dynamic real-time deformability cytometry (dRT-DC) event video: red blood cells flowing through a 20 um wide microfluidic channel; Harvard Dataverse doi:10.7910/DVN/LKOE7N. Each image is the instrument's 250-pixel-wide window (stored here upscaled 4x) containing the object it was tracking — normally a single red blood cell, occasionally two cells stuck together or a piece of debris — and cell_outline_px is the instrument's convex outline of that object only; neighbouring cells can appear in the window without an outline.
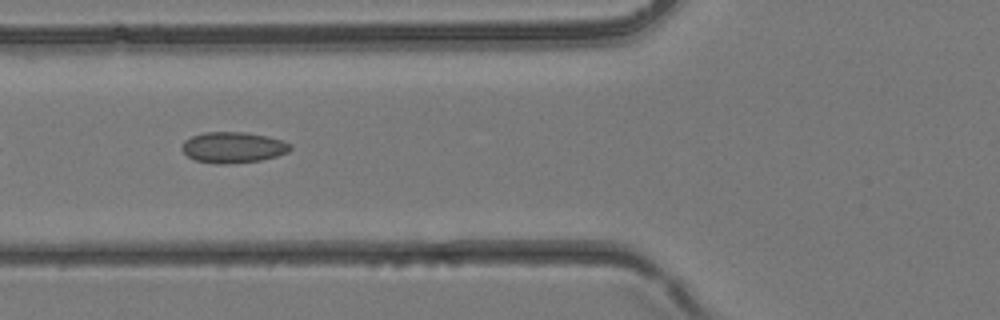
{"species": "common noctule bat (a hibernating species)", "species_latin": "Nyctalus noctula", "temperature_condition": "room temperature", "stored_images_in_passage": 17, "camera_frame_rate_fps": 3000, "um_per_image_px": 0.085, "animal": {"sex": "female", "body_mass_g": 24.6, "forearm_length_mm": 56.2}, "frame": {"image": 1, "passage_image": 15, "time_ms": 4.667, "image_size_px": [1000, 320], "cell_outline_px": [[292, 148], [288, 152], [276, 156], [260, 160], [228, 164], [216, 164], [196, 160], [188, 156], [180, 148], [184, 140], [192, 136], [204, 132], [244, 132], [268, 136], [292, 144]], "centroid_in_image_um": [19.8, 12.53], "position_along_channel_um": 106.0, "area_um2": 19.54}}